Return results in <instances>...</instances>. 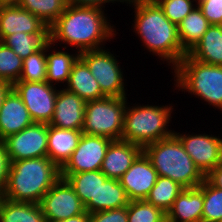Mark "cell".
Segmentation results:
<instances>
[{"label": "cell", "mask_w": 222, "mask_h": 222, "mask_svg": "<svg viewBox=\"0 0 222 222\" xmlns=\"http://www.w3.org/2000/svg\"><path fill=\"white\" fill-rule=\"evenodd\" d=\"M33 123L21 97L12 89L5 97L0 109V141Z\"/></svg>", "instance_id": "ac0fdd59"}, {"label": "cell", "mask_w": 222, "mask_h": 222, "mask_svg": "<svg viewBox=\"0 0 222 222\" xmlns=\"http://www.w3.org/2000/svg\"><path fill=\"white\" fill-rule=\"evenodd\" d=\"M126 2V0H67V3L72 6L76 7H94L102 9L105 7L103 4L110 3V2ZM103 6V7H102Z\"/></svg>", "instance_id": "f35d334b"}, {"label": "cell", "mask_w": 222, "mask_h": 222, "mask_svg": "<svg viewBox=\"0 0 222 222\" xmlns=\"http://www.w3.org/2000/svg\"><path fill=\"white\" fill-rule=\"evenodd\" d=\"M185 188L170 178L158 176L145 201L160 208L164 213L171 209L178 195Z\"/></svg>", "instance_id": "83f0119b"}, {"label": "cell", "mask_w": 222, "mask_h": 222, "mask_svg": "<svg viewBox=\"0 0 222 222\" xmlns=\"http://www.w3.org/2000/svg\"><path fill=\"white\" fill-rule=\"evenodd\" d=\"M82 134V130L61 129L48 125L47 156L61 169L77 148Z\"/></svg>", "instance_id": "ffe728a7"}, {"label": "cell", "mask_w": 222, "mask_h": 222, "mask_svg": "<svg viewBox=\"0 0 222 222\" xmlns=\"http://www.w3.org/2000/svg\"><path fill=\"white\" fill-rule=\"evenodd\" d=\"M10 164L11 162L6 152L5 145L0 141V196L7 184Z\"/></svg>", "instance_id": "74e56055"}, {"label": "cell", "mask_w": 222, "mask_h": 222, "mask_svg": "<svg viewBox=\"0 0 222 222\" xmlns=\"http://www.w3.org/2000/svg\"><path fill=\"white\" fill-rule=\"evenodd\" d=\"M173 109L171 105H126L121 140L143 149L149 144L171 137L175 131L167 127Z\"/></svg>", "instance_id": "5b68a950"}, {"label": "cell", "mask_w": 222, "mask_h": 222, "mask_svg": "<svg viewBox=\"0 0 222 222\" xmlns=\"http://www.w3.org/2000/svg\"><path fill=\"white\" fill-rule=\"evenodd\" d=\"M86 102L65 88L58 90L54 115L48 125L71 130H82Z\"/></svg>", "instance_id": "2e32d148"}, {"label": "cell", "mask_w": 222, "mask_h": 222, "mask_svg": "<svg viewBox=\"0 0 222 222\" xmlns=\"http://www.w3.org/2000/svg\"><path fill=\"white\" fill-rule=\"evenodd\" d=\"M61 178V169L46 157L11 162L1 197L14 202L40 203Z\"/></svg>", "instance_id": "3957f363"}, {"label": "cell", "mask_w": 222, "mask_h": 222, "mask_svg": "<svg viewBox=\"0 0 222 222\" xmlns=\"http://www.w3.org/2000/svg\"><path fill=\"white\" fill-rule=\"evenodd\" d=\"M203 200L202 222L222 221V189L212 186L204 179Z\"/></svg>", "instance_id": "1f68e13d"}, {"label": "cell", "mask_w": 222, "mask_h": 222, "mask_svg": "<svg viewBox=\"0 0 222 222\" xmlns=\"http://www.w3.org/2000/svg\"><path fill=\"white\" fill-rule=\"evenodd\" d=\"M144 1H148V2H156L158 0H144Z\"/></svg>", "instance_id": "ee69618b"}, {"label": "cell", "mask_w": 222, "mask_h": 222, "mask_svg": "<svg viewBox=\"0 0 222 222\" xmlns=\"http://www.w3.org/2000/svg\"><path fill=\"white\" fill-rule=\"evenodd\" d=\"M128 196L117 179L107 178L100 183L97 191V202H89L85 210L89 213L111 210L128 206Z\"/></svg>", "instance_id": "603a6c76"}, {"label": "cell", "mask_w": 222, "mask_h": 222, "mask_svg": "<svg viewBox=\"0 0 222 222\" xmlns=\"http://www.w3.org/2000/svg\"><path fill=\"white\" fill-rule=\"evenodd\" d=\"M113 55L103 48L79 53L106 97H126L123 72Z\"/></svg>", "instance_id": "ba28073f"}, {"label": "cell", "mask_w": 222, "mask_h": 222, "mask_svg": "<svg viewBox=\"0 0 222 222\" xmlns=\"http://www.w3.org/2000/svg\"><path fill=\"white\" fill-rule=\"evenodd\" d=\"M57 87L47 81H16L13 89L21 97L32 120L49 124L54 115Z\"/></svg>", "instance_id": "9c48e42d"}, {"label": "cell", "mask_w": 222, "mask_h": 222, "mask_svg": "<svg viewBox=\"0 0 222 222\" xmlns=\"http://www.w3.org/2000/svg\"><path fill=\"white\" fill-rule=\"evenodd\" d=\"M197 0H158L156 3L163 10L164 15L173 23L178 25L197 4Z\"/></svg>", "instance_id": "e575fe53"}, {"label": "cell", "mask_w": 222, "mask_h": 222, "mask_svg": "<svg viewBox=\"0 0 222 222\" xmlns=\"http://www.w3.org/2000/svg\"><path fill=\"white\" fill-rule=\"evenodd\" d=\"M111 139L83 133L77 148L61 168V174L100 170Z\"/></svg>", "instance_id": "7c38bea8"}, {"label": "cell", "mask_w": 222, "mask_h": 222, "mask_svg": "<svg viewBox=\"0 0 222 222\" xmlns=\"http://www.w3.org/2000/svg\"><path fill=\"white\" fill-rule=\"evenodd\" d=\"M210 26L198 6L178 24V34L182 48L188 53L202 38Z\"/></svg>", "instance_id": "484cf974"}, {"label": "cell", "mask_w": 222, "mask_h": 222, "mask_svg": "<svg viewBox=\"0 0 222 222\" xmlns=\"http://www.w3.org/2000/svg\"><path fill=\"white\" fill-rule=\"evenodd\" d=\"M203 182L195 188H185L166 214V222H202Z\"/></svg>", "instance_id": "d6986e66"}, {"label": "cell", "mask_w": 222, "mask_h": 222, "mask_svg": "<svg viewBox=\"0 0 222 222\" xmlns=\"http://www.w3.org/2000/svg\"><path fill=\"white\" fill-rule=\"evenodd\" d=\"M128 222H166V213L145 200L129 201Z\"/></svg>", "instance_id": "836d02e7"}, {"label": "cell", "mask_w": 222, "mask_h": 222, "mask_svg": "<svg viewBox=\"0 0 222 222\" xmlns=\"http://www.w3.org/2000/svg\"><path fill=\"white\" fill-rule=\"evenodd\" d=\"M23 59L0 41V80L13 85L19 81Z\"/></svg>", "instance_id": "d6a6232c"}, {"label": "cell", "mask_w": 222, "mask_h": 222, "mask_svg": "<svg viewBox=\"0 0 222 222\" xmlns=\"http://www.w3.org/2000/svg\"><path fill=\"white\" fill-rule=\"evenodd\" d=\"M61 177L72 186L84 206L89 202H97L98 187L107 179L101 170L61 174Z\"/></svg>", "instance_id": "cb8c5ba5"}, {"label": "cell", "mask_w": 222, "mask_h": 222, "mask_svg": "<svg viewBox=\"0 0 222 222\" xmlns=\"http://www.w3.org/2000/svg\"><path fill=\"white\" fill-rule=\"evenodd\" d=\"M52 222H90V213L85 211L80 215L72 216L71 218L65 220H56Z\"/></svg>", "instance_id": "60d3db41"}, {"label": "cell", "mask_w": 222, "mask_h": 222, "mask_svg": "<svg viewBox=\"0 0 222 222\" xmlns=\"http://www.w3.org/2000/svg\"><path fill=\"white\" fill-rule=\"evenodd\" d=\"M20 0H0V7L19 5Z\"/></svg>", "instance_id": "7bdbcfd3"}, {"label": "cell", "mask_w": 222, "mask_h": 222, "mask_svg": "<svg viewBox=\"0 0 222 222\" xmlns=\"http://www.w3.org/2000/svg\"><path fill=\"white\" fill-rule=\"evenodd\" d=\"M104 11L94 7L69 5L49 27L50 42L58 41L76 47L78 52L98 50L116 35ZM101 45V47H100Z\"/></svg>", "instance_id": "6da1fadb"}, {"label": "cell", "mask_w": 222, "mask_h": 222, "mask_svg": "<svg viewBox=\"0 0 222 222\" xmlns=\"http://www.w3.org/2000/svg\"><path fill=\"white\" fill-rule=\"evenodd\" d=\"M174 135L204 176L222 162V139L219 136L179 132H174Z\"/></svg>", "instance_id": "4fadbf2b"}, {"label": "cell", "mask_w": 222, "mask_h": 222, "mask_svg": "<svg viewBox=\"0 0 222 222\" xmlns=\"http://www.w3.org/2000/svg\"><path fill=\"white\" fill-rule=\"evenodd\" d=\"M143 153L158 176L170 178L184 188L198 187L205 179L175 135L147 145Z\"/></svg>", "instance_id": "277c9868"}, {"label": "cell", "mask_w": 222, "mask_h": 222, "mask_svg": "<svg viewBox=\"0 0 222 222\" xmlns=\"http://www.w3.org/2000/svg\"><path fill=\"white\" fill-rule=\"evenodd\" d=\"M52 43L49 41L46 44V57H47V74H46V81L49 84L55 83H64L68 82L69 75L71 73L72 66L74 62L79 57V52L77 51L76 54H69L68 52L64 51H51ZM51 52L47 54V52ZM53 52V53H52Z\"/></svg>", "instance_id": "4316f807"}, {"label": "cell", "mask_w": 222, "mask_h": 222, "mask_svg": "<svg viewBox=\"0 0 222 222\" xmlns=\"http://www.w3.org/2000/svg\"><path fill=\"white\" fill-rule=\"evenodd\" d=\"M134 6V32L139 35L143 46L172 64V70L180 63L187 52L180 44L178 25L171 22L156 2L126 0ZM145 44V45H144Z\"/></svg>", "instance_id": "7a4b0ae2"}, {"label": "cell", "mask_w": 222, "mask_h": 222, "mask_svg": "<svg viewBox=\"0 0 222 222\" xmlns=\"http://www.w3.org/2000/svg\"><path fill=\"white\" fill-rule=\"evenodd\" d=\"M39 205L46 222L65 220L86 211L72 186L62 177L42 197Z\"/></svg>", "instance_id": "8fae6325"}, {"label": "cell", "mask_w": 222, "mask_h": 222, "mask_svg": "<svg viewBox=\"0 0 222 222\" xmlns=\"http://www.w3.org/2000/svg\"><path fill=\"white\" fill-rule=\"evenodd\" d=\"M142 152L140 146L131 142L112 141L106 150L100 170L107 178L119 180Z\"/></svg>", "instance_id": "e0dca14e"}, {"label": "cell", "mask_w": 222, "mask_h": 222, "mask_svg": "<svg viewBox=\"0 0 222 222\" xmlns=\"http://www.w3.org/2000/svg\"><path fill=\"white\" fill-rule=\"evenodd\" d=\"M175 87L222 111V65H208L186 54L174 68Z\"/></svg>", "instance_id": "8992f818"}, {"label": "cell", "mask_w": 222, "mask_h": 222, "mask_svg": "<svg viewBox=\"0 0 222 222\" xmlns=\"http://www.w3.org/2000/svg\"><path fill=\"white\" fill-rule=\"evenodd\" d=\"M158 173L150 160L142 152L131 167L121 176L119 182L130 201L145 200L155 185Z\"/></svg>", "instance_id": "5bb4252c"}, {"label": "cell", "mask_w": 222, "mask_h": 222, "mask_svg": "<svg viewBox=\"0 0 222 222\" xmlns=\"http://www.w3.org/2000/svg\"><path fill=\"white\" fill-rule=\"evenodd\" d=\"M187 54L208 65H222V25H210Z\"/></svg>", "instance_id": "7402d4cb"}, {"label": "cell", "mask_w": 222, "mask_h": 222, "mask_svg": "<svg viewBox=\"0 0 222 222\" xmlns=\"http://www.w3.org/2000/svg\"><path fill=\"white\" fill-rule=\"evenodd\" d=\"M19 32L49 34V27L37 16L18 5L0 7V41Z\"/></svg>", "instance_id": "9a60e30c"}, {"label": "cell", "mask_w": 222, "mask_h": 222, "mask_svg": "<svg viewBox=\"0 0 222 222\" xmlns=\"http://www.w3.org/2000/svg\"><path fill=\"white\" fill-rule=\"evenodd\" d=\"M12 89H13V85L3 80H0V109L5 100V97Z\"/></svg>", "instance_id": "b9f144b4"}, {"label": "cell", "mask_w": 222, "mask_h": 222, "mask_svg": "<svg viewBox=\"0 0 222 222\" xmlns=\"http://www.w3.org/2000/svg\"><path fill=\"white\" fill-rule=\"evenodd\" d=\"M127 97H104L85 104L82 132L121 140Z\"/></svg>", "instance_id": "52a82bcc"}, {"label": "cell", "mask_w": 222, "mask_h": 222, "mask_svg": "<svg viewBox=\"0 0 222 222\" xmlns=\"http://www.w3.org/2000/svg\"><path fill=\"white\" fill-rule=\"evenodd\" d=\"M0 222H46L38 203L14 202L0 196Z\"/></svg>", "instance_id": "d4e9b609"}, {"label": "cell", "mask_w": 222, "mask_h": 222, "mask_svg": "<svg viewBox=\"0 0 222 222\" xmlns=\"http://www.w3.org/2000/svg\"><path fill=\"white\" fill-rule=\"evenodd\" d=\"M47 57L46 45L39 51L23 59L22 72L19 81L42 82L46 81Z\"/></svg>", "instance_id": "4dcf8cb0"}, {"label": "cell", "mask_w": 222, "mask_h": 222, "mask_svg": "<svg viewBox=\"0 0 222 222\" xmlns=\"http://www.w3.org/2000/svg\"><path fill=\"white\" fill-rule=\"evenodd\" d=\"M49 41V34L19 32L7 36L2 42L11 48L20 58L25 59L42 49Z\"/></svg>", "instance_id": "f546056e"}, {"label": "cell", "mask_w": 222, "mask_h": 222, "mask_svg": "<svg viewBox=\"0 0 222 222\" xmlns=\"http://www.w3.org/2000/svg\"><path fill=\"white\" fill-rule=\"evenodd\" d=\"M90 222H128L127 206L90 213Z\"/></svg>", "instance_id": "8d00e7d4"}, {"label": "cell", "mask_w": 222, "mask_h": 222, "mask_svg": "<svg viewBox=\"0 0 222 222\" xmlns=\"http://www.w3.org/2000/svg\"><path fill=\"white\" fill-rule=\"evenodd\" d=\"M66 85V90L77 94L85 102L106 97L90 69L80 57L73 64Z\"/></svg>", "instance_id": "44dd1931"}, {"label": "cell", "mask_w": 222, "mask_h": 222, "mask_svg": "<svg viewBox=\"0 0 222 222\" xmlns=\"http://www.w3.org/2000/svg\"><path fill=\"white\" fill-rule=\"evenodd\" d=\"M10 162L47 156L48 124L34 122L2 140Z\"/></svg>", "instance_id": "30bf717a"}, {"label": "cell", "mask_w": 222, "mask_h": 222, "mask_svg": "<svg viewBox=\"0 0 222 222\" xmlns=\"http://www.w3.org/2000/svg\"><path fill=\"white\" fill-rule=\"evenodd\" d=\"M18 6L50 27L65 11L68 3L67 0H20Z\"/></svg>", "instance_id": "f1b7e54d"}, {"label": "cell", "mask_w": 222, "mask_h": 222, "mask_svg": "<svg viewBox=\"0 0 222 222\" xmlns=\"http://www.w3.org/2000/svg\"><path fill=\"white\" fill-rule=\"evenodd\" d=\"M196 3L210 25H222V0H197Z\"/></svg>", "instance_id": "d590c367"}, {"label": "cell", "mask_w": 222, "mask_h": 222, "mask_svg": "<svg viewBox=\"0 0 222 222\" xmlns=\"http://www.w3.org/2000/svg\"><path fill=\"white\" fill-rule=\"evenodd\" d=\"M205 179L214 187L222 189V162L212 169Z\"/></svg>", "instance_id": "ab89813d"}]
</instances>
